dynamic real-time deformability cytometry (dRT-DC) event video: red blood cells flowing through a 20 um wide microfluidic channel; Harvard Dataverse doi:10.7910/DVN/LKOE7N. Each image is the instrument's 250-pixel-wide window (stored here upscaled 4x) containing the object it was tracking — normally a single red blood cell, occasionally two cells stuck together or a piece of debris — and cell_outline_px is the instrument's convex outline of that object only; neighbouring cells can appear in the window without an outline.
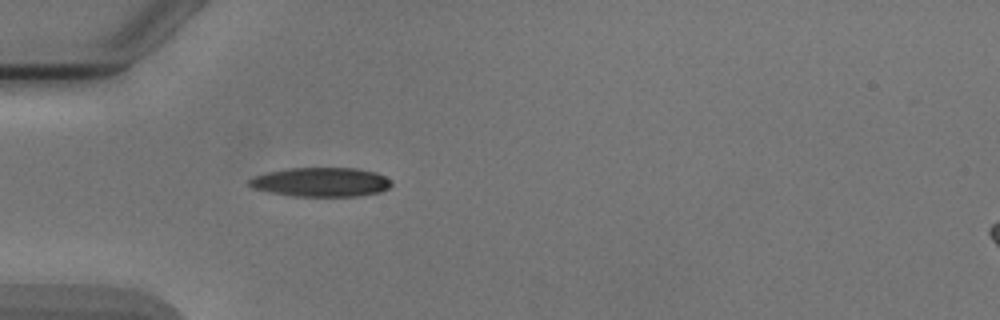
{"species": "Egyptian fruit bat (a non-hibernating species)", "species_latin": "Rousettus aegyptiacus", "temperature_condition": "cold", "stored_images_in_passage": 4, "camera_frame_rate_fps": 3000, "um_per_image_px": 0.085, "animal": {"sex": "male"}, "frame": {"image": 1, "passage_image": 4, "time_ms": 3.667, "image_size_px": [1000, 320], "cell_outline_px": [[392, 184], [388, 188], [380, 192], [356, 196], [292, 196], [268, 192], [252, 188], [248, 184], [248, 180], [256, 176], [268, 172], [284, 168], [356, 168], [376, 172], [392, 180]], "centroid_in_image_um": [27.28, 15.47], "position_along_channel_um": 57.7, "area_um2": 24.28}}